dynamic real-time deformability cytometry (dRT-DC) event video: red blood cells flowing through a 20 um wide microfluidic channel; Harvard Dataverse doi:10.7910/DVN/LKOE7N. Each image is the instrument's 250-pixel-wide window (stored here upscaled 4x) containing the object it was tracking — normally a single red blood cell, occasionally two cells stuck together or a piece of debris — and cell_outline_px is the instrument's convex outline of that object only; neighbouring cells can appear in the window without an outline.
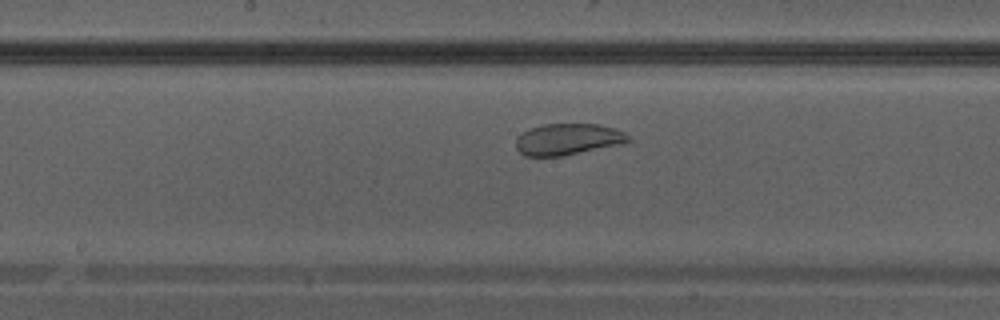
{"species": "Egyptian fruit bat (a non-hibernating species)", "species_latin": "Rousettus aegyptiacus", "temperature_condition": "warm", "stored_images_in_passage": 24, "camera_frame_rate_fps": 3000, "um_per_image_px": 0.085, "animal": {"sex": "male"}, "frame": {"image": 1, "passage_image": 11, "time_ms": 3.333, "image_size_px": [1000, 320], "cell_outline_px": [[632, 140], [624, 144], [560, 156], [524, 156], [516, 148], [516, 140], [524, 132], [532, 128], [544, 124], [600, 124], [616, 128], [624, 132]], "centroid_in_image_um": [48.32, 11.84], "position_along_channel_um": 199.9, "area_um2": 20.52}}